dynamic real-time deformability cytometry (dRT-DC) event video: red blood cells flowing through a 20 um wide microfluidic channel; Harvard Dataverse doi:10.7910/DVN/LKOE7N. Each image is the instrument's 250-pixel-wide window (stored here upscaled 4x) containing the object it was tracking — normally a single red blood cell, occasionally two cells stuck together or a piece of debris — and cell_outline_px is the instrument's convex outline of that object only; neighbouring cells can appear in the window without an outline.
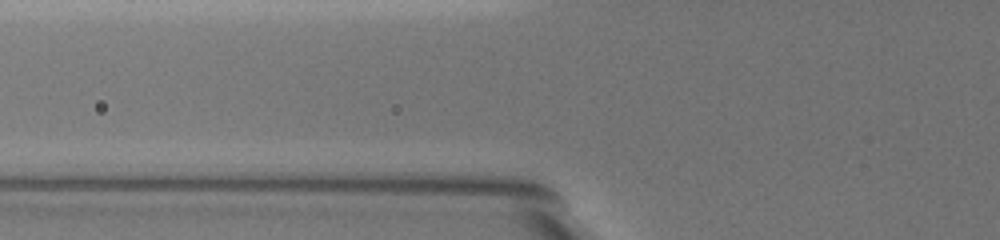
{"species": "common noctule bat (a hibernating species)", "species_latin": "Nyctalus noctula", "temperature_condition": "warm", "stored_images_in_passage": 2, "camera_frame_rate_fps": 3000, "um_per_image_px": 0.085, "animal": {"sex": "female", "body_mass_g": 19.5, "forearm_length_mm": 54.1}, "frame": {"image": 1, "passage_image": 2, "time_ms": 0.333, "image_size_px": [1000, 240], "cell_outline_px": [[748, 204], [744, 220], [736, 220], [676, 164], [664, 148], [664, 140], [668, 128], [676, 128], [740, 176], [748, 200]], "centroid_in_image_um": [60.18, 14.7], "position_along_channel_um": 65.6, "area_um2": 23.18}}